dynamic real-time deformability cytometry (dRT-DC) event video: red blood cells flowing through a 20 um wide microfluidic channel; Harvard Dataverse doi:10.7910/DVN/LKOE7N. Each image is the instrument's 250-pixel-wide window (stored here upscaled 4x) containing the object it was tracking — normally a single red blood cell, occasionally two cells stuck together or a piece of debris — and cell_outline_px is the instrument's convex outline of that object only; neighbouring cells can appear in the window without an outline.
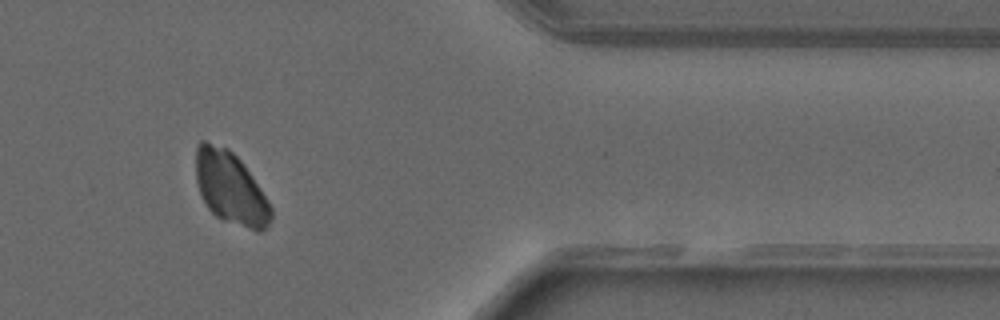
{"species": "common noctule bat (a hibernating species)", "species_latin": "Nyctalus noctula", "temperature_condition": "warm", "stored_images_in_passage": 41, "camera_frame_rate_fps": 3000, "um_per_image_px": 0.085, "animal": {"sex": "male", "forearm_length_mm": 52.5}, "frame": {"image": 1, "passage_image": 35, "time_ms": 11.333, "image_size_px": [1000, 320], "cell_outline_px": [[272, 220], [260, 232], [256, 232], [224, 220], [216, 216], [208, 208], [200, 192], [196, 180], [196, 148], [200, 140], [204, 140], [228, 148], [244, 164], [268, 200], [272, 208]], "centroid_in_image_um": [19.6, 15.98], "position_along_channel_um": 391.8, "area_um2": 31.67}}
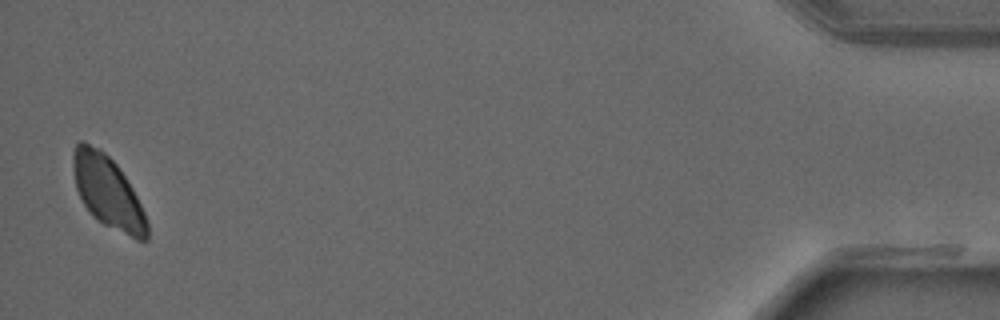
{"frame": {"image": 2, "passage_image": 41, "time_ms": 13.333, "image_size_px": [1000, 320], "cell_outline_px": [[148, 240], [136, 240], [96, 220], [92, 216], [84, 204], [76, 188], [72, 164], [72, 152], [76, 144], [80, 140], [84, 140], [100, 148], [116, 164], [132, 188], [148, 220]], "centroid_in_image_um": [9.14, 16.31], "position_along_channel_um": 426.1, "area_um2": 31.1}}